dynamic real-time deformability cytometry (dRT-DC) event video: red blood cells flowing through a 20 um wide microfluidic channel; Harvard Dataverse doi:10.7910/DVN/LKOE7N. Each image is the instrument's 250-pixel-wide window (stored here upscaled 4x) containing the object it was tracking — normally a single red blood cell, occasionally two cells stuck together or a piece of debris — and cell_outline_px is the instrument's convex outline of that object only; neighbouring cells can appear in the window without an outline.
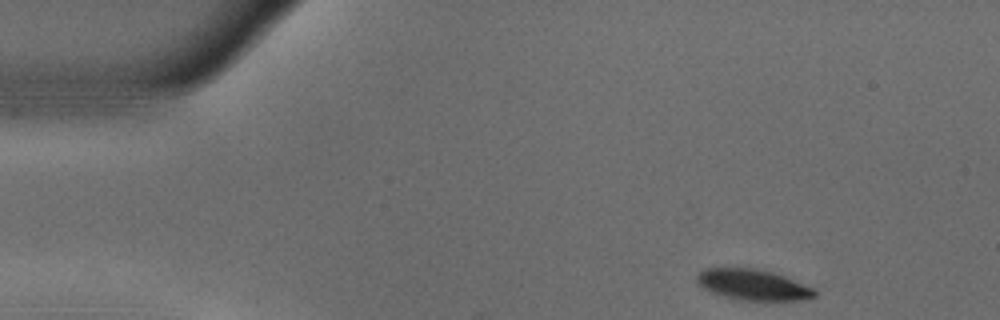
{"species": "common noctule bat (a hibernating species)", "species_latin": "Nyctalus noctula", "temperature_condition": "warm", "stored_images_in_passage": 41, "camera_frame_rate_fps": 3000, "um_per_image_px": 0.085, "animal": {"sex": "male", "body_mass_g": 18.8}, "frame": {"image": 1, "passage_image": 1, "time_ms": 0.0, "image_size_px": [1000, 320], "cell_outline_px": [[816, 296], [796, 300], [740, 300], [712, 292], [696, 284], [696, 276], [704, 268], [756, 268], [772, 272], [784, 276], [816, 288]], "centroid_in_image_um": [64.0, 24.19], "position_along_channel_um": 21.0, "area_um2": 21.04}}
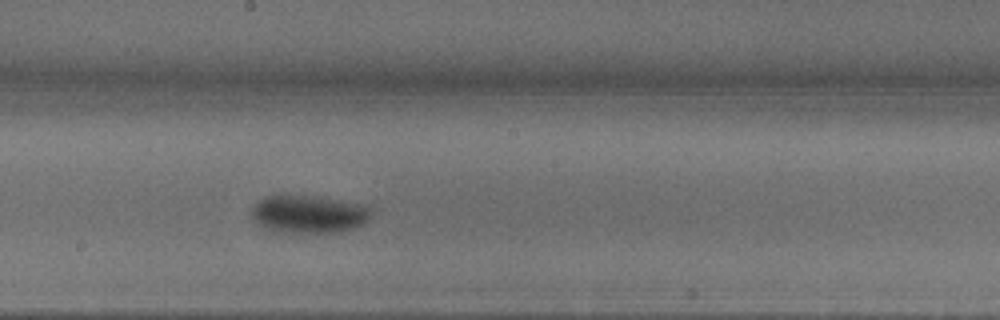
{"frame": {"image": 2, "passage_image": 24, "time_ms": 7.667, "image_size_px": [1000, 320], "cell_outline_px": [[372, 216], [364, 224], [352, 228], [332, 232], [276, 232], [264, 228], [252, 216], [252, 208], [260, 200], [268, 196], [288, 192], [360, 204], [368, 208], [372, 212]], "centroid_in_image_um": [26.2, 18.17], "position_along_channel_um": 222.0, "area_um2": 26.36}}
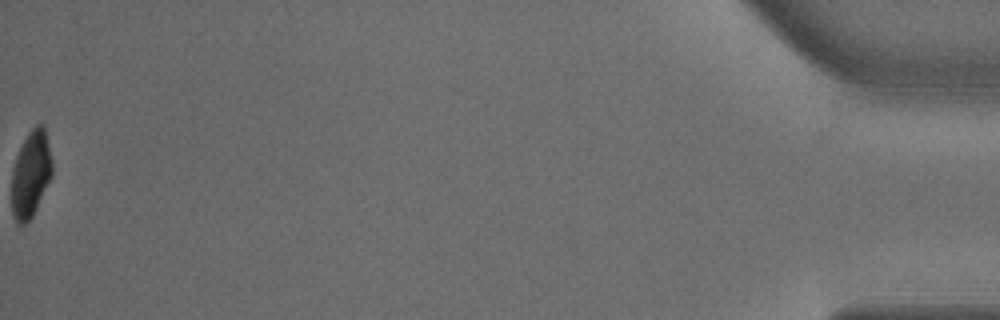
{"frame": {"image": 3, "passage_image": 41, "time_ms": 13.333, "image_size_px": [1000, 320], "cell_outline_px": [[52, 176], [32, 216], [20, 228], [16, 224], [12, 216], [12, 168], [16, 156], [28, 132], [36, 124], [44, 124], [52, 164]], "centroid_in_image_um": [2.6, 14.82], "position_along_channel_um": 432.6, "area_um2": 20.4}, "authors_computed_cell_mechanics": {"area_um2": 26.4724, "velocity_mm_per_s": 3.6737, "shape_relaxation_time_tau1_ms": 4.0346, "shape_relaxation_time_tau2_ms": 2.9291, "deformation_change_tau1": 0.1504, "deformation_change_tau2": 0.0456}}